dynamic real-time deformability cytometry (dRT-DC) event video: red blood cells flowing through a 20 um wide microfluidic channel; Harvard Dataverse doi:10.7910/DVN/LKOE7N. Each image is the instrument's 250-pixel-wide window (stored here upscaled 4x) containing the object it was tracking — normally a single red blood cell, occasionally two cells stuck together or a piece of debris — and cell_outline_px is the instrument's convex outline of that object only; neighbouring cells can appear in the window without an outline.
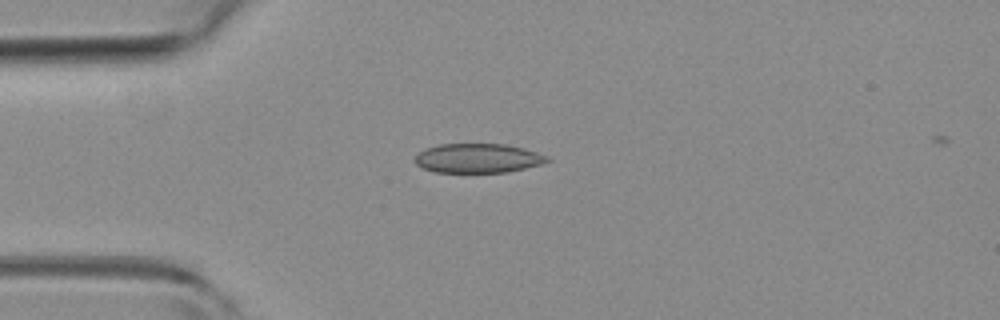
{"species": "common noctule bat (a hibernating species)", "species_latin": "Nyctalus noctula", "temperature_condition": "room temperature", "stored_images_in_passage": 4, "camera_frame_rate_fps": 3000, "um_per_image_px": 0.085, "animal": {"sex": "female", "body_mass_g": 19.3, "forearm_length_mm": 54.1}, "frame": {"image": 1, "passage_image": 2, "time_ms": 0.333, "image_size_px": [1000, 320], "cell_outline_px": [[552, 160], [540, 164], [508, 172], [436, 172], [424, 168], [416, 164], [416, 156], [424, 148], [440, 144], [504, 144], [524, 148], [548, 156]], "centroid_in_image_um": [40.64, 13.44], "position_along_channel_um": 44.4, "area_um2": 22.43}}
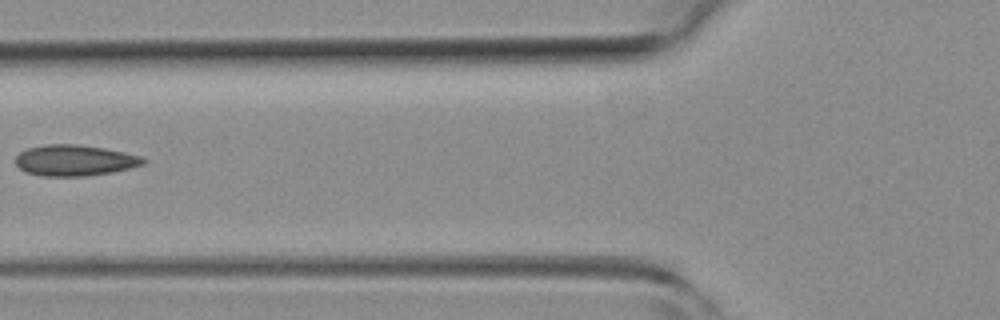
{"frame": {"image": 2, "passage_image": 4, "time_ms": 1.0, "image_size_px": [1000, 320], "cell_outline_px": [[148, 160], [144, 164], [112, 172], [84, 176], [40, 176], [24, 172], [16, 164], [16, 156], [20, 152], [28, 148], [48, 144], [76, 144], [104, 148], [124, 152], [140, 156]], "centroid_in_image_um": [6.33, 13.63], "position_along_channel_um": 119.5, "area_um2": 23.0}}